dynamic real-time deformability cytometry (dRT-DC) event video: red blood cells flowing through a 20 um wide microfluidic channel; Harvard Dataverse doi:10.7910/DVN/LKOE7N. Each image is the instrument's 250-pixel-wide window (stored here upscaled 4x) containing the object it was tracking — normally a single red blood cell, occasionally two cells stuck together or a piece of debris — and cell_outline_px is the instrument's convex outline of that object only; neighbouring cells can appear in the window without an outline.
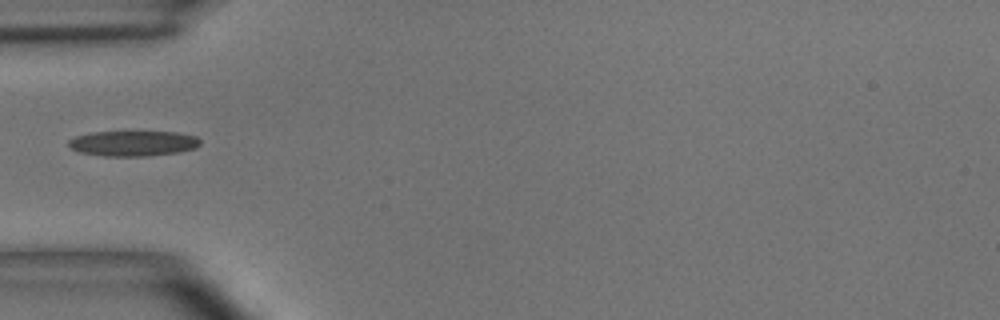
{"species": "common noctule bat (a hibernating species)", "species_latin": "Nyctalus noctula", "temperature_condition": "room temperature", "stored_images_in_passage": 4, "camera_frame_rate_fps": 3000, "um_per_image_px": 0.085, "animal": {"sex": "male", "body_mass_g": 15.6}, "frame": {"image": 1, "passage_image": 4, "time_ms": 3.667, "image_size_px": [1000, 320], "cell_outline_px": [[200, 144], [196, 148], [176, 152], [148, 156], [104, 156], [80, 152], [72, 148], [68, 144], [68, 140], [76, 136], [92, 132], [176, 132], [196, 136], [200, 140]], "centroid_in_image_um": [11.32, 12.18], "position_along_channel_um": 73.7, "area_um2": 19.31}}